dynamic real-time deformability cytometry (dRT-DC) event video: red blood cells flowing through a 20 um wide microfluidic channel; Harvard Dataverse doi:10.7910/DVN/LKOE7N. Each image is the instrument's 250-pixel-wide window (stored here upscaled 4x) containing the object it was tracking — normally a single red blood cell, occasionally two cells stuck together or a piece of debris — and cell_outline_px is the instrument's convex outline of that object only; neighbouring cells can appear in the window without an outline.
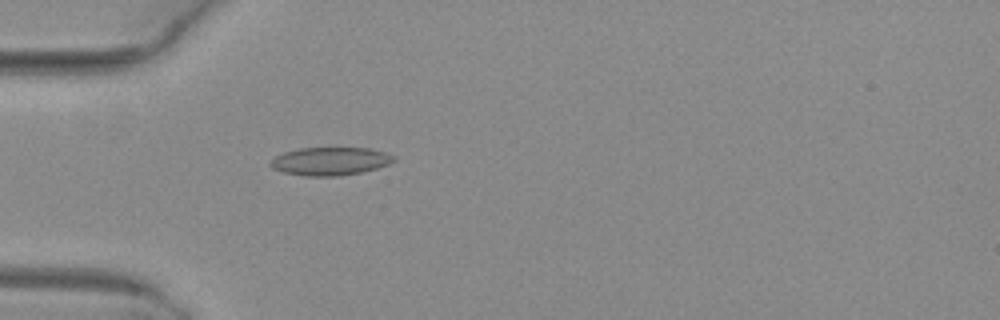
{"species": "common noctule bat (a hibernating species)", "species_latin": "Nyctalus noctula", "temperature_condition": "warm", "stored_images_in_passage": 4, "camera_frame_rate_fps": 3000, "um_per_image_px": 0.085, "animal": {"sex": "female", "body_mass_g": 29.2, "forearm_length_mm": 56.3}, "frame": {"image": 1, "passage_image": 4, "time_ms": 1.0, "image_size_px": [1000, 320], "cell_outline_px": [[396, 160], [388, 164], [376, 168], [360, 172], [336, 176], [304, 176], [284, 172], [272, 168], [268, 164], [276, 156], [284, 152], [300, 148], [368, 148], [384, 152], [396, 156]], "centroid_in_image_um": [28.06, 13.7], "position_along_channel_um": 56.9, "area_um2": 20.06}}